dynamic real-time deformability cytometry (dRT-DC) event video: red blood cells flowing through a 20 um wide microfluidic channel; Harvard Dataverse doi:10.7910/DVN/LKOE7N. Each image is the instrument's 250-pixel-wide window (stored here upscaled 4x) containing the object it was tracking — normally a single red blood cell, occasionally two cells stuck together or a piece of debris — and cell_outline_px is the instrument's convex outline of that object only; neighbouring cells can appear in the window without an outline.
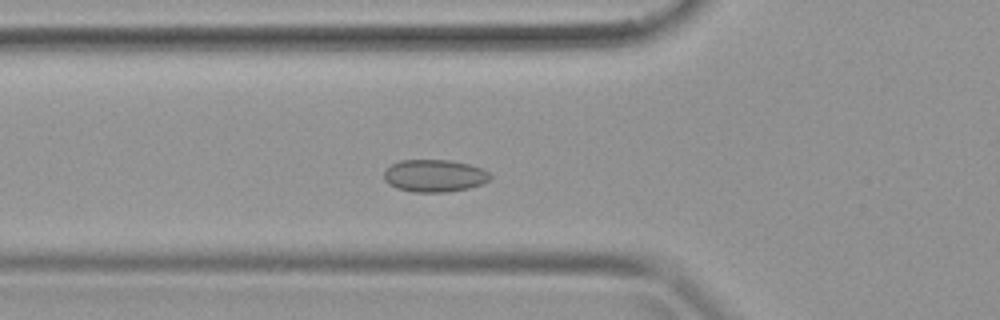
{"species": "common noctule bat (a hibernating species)", "species_latin": "Nyctalus noctula", "temperature_condition": "warm", "stored_images_in_passage": 37, "camera_frame_rate_fps": 3000, "um_per_image_px": 0.085, "animal": {"sex": "female", "body_mass_g": 19.9}, "frame": {"image": 1, "passage_image": 11, "time_ms": 3.333, "image_size_px": [1000, 320], "cell_outline_px": [[492, 176], [488, 180], [480, 184], [468, 188], [444, 192], [412, 192], [396, 188], [388, 184], [384, 180], [384, 172], [392, 164], [400, 160], [448, 160], [468, 164], [480, 168], [488, 172]], "centroid_in_image_um": [36.89, 14.94], "position_along_channel_um": 88.9, "area_um2": 19.88}}
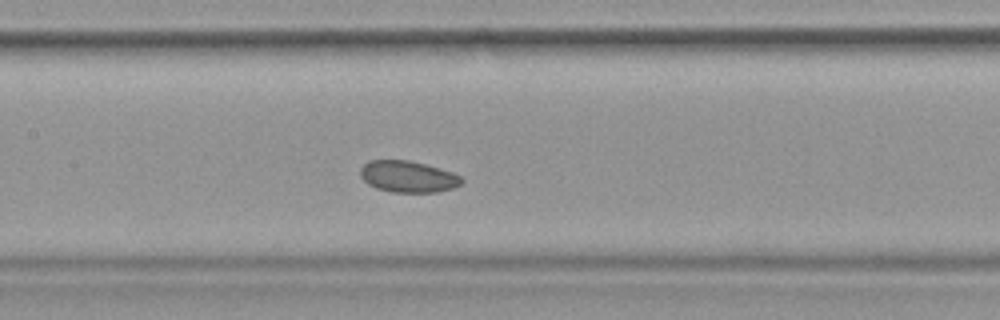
{"frame": {"image": 2, "passage_image": 16, "time_ms": 5.0, "image_size_px": [1000, 320], "cell_outline_px": [[464, 180], [460, 184], [452, 188], [436, 192], [392, 192], [376, 188], [368, 184], [360, 176], [360, 168], [368, 160], [408, 160], [424, 164], [452, 172], [460, 176]], "centroid_in_image_um": [34.65, 15.01], "position_along_channel_um": 172.8, "area_um2": 18.5}}
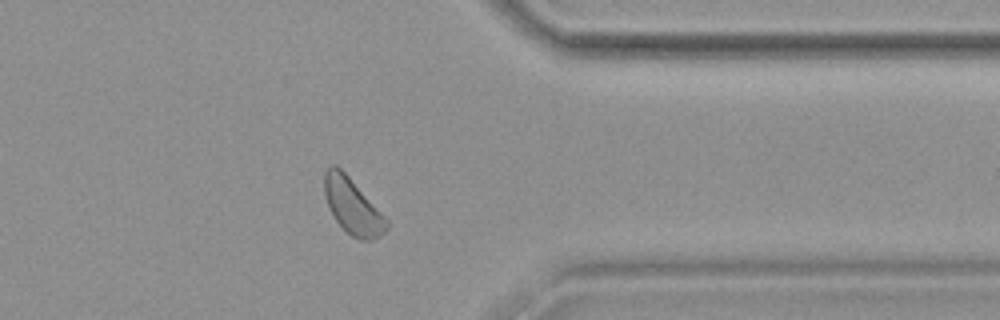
{"frame": {"image": 3, "passage_image": 29, "time_ms": 9.333, "image_size_px": [1000, 320], "cell_outline_px": [[388, 228], [380, 236], [372, 240], [360, 240], [352, 236], [336, 220], [328, 204], [324, 192], [324, 172], [328, 164], [336, 164], [348, 176], [388, 220]], "centroid_in_image_um": [29.95, 17.51], "position_along_channel_um": 381.4, "area_um2": 19.77}}